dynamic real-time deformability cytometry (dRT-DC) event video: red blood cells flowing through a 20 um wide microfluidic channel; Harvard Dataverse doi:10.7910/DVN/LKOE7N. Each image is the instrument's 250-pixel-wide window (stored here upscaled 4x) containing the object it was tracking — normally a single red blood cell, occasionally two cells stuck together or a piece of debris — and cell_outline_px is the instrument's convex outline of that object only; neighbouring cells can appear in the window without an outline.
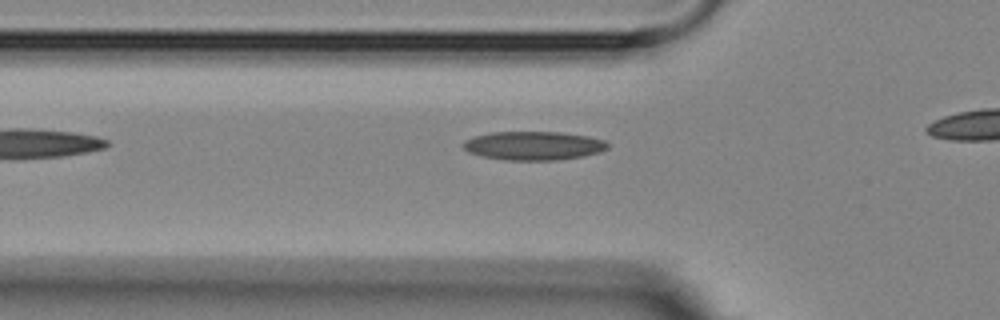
{"species": "Egyptian fruit bat (a non-hibernating species)", "species_latin": "Rousettus aegyptiacus", "temperature_condition": "room temperature", "stored_images_in_passage": 6, "camera_frame_rate_fps": 3000, "um_per_image_px": 0.085, "animal": {"sex": "female"}, "frame": {"image": 1, "passage_image": 4, "time_ms": 3.667, "image_size_px": [1000, 320], "cell_outline_px": [[608, 148], [600, 152], [584, 156], [556, 160], [504, 160], [480, 156], [468, 152], [464, 148], [464, 140], [472, 136], [492, 132], [560, 132], [588, 136], [604, 140], [608, 144]], "centroid_in_image_um": [45.33, 12.38], "position_along_channel_um": 80.5, "area_um2": 24.28}}